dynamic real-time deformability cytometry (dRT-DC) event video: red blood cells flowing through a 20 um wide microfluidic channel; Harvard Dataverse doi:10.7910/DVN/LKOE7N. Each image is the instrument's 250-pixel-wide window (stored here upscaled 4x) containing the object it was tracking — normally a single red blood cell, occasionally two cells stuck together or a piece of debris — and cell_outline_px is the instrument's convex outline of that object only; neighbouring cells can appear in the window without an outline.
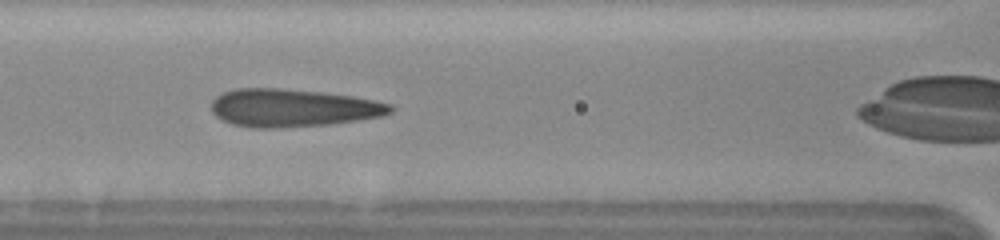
{"species": "human", "species_latin": "Homo sapiens", "temperature_condition": "cold", "stored_images_in_passage": 36, "camera_frame_rate_fps": 3000, "um_per_image_px": 0.085, "donor": {"sex": "female"}, "frame": {"image": 1, "passage_image": 7, "time_ms": 2.0, "image_size_px": [1000, 240], "cell_outline_px": [[392, 112], [384, 116], [328, 124], [276, 128], [252, 128], [232, 124], [216, 116], [212, 112], [212, 100], [216, 96], [224, 92], [236, 88], [280, 88], [320, 92], [352, 96], [392, 104]], "centroid_in_image_um": [24.86, 9.17], "position_along_channel_um": 141.7, "area_um2": 39.36}}
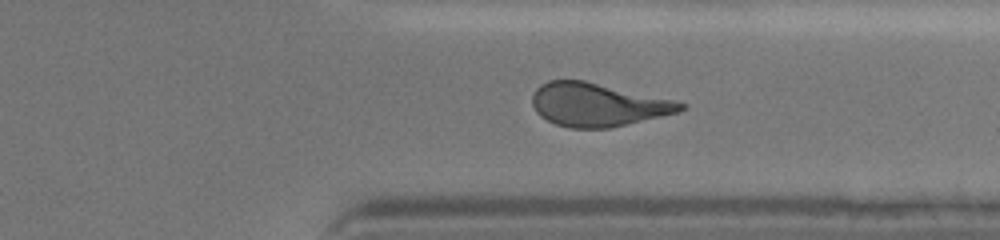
{"frame": {"image": 2, "passage_image": 25, "time_ms": 8.0, "image_size_px": [1000, 240], "cell_outline_px": [[684, 108], [680, 112], [608, 128], [572, 128], [556, 124], [540, 116], [536, 112], [532, 104], [532, 96], [536, 88], [540, 84], [548, 80], [584, 80], [672, 100], [684, 104]], "centroid_in_image_um": [50.74, 8.89], "position_along_channel_um": 360.7, "area_um2": 36.99}}
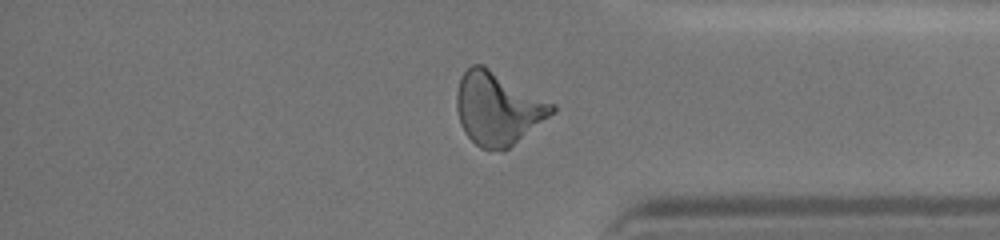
{"frame": {"image": 3, "passage_image": 28, "time_ms": 9.0, "image_size_px": [1000, 240], "cell_outline_px": [[556, 112], [508, 148], [480, 148], [464, 132], [460, 124], [456, 108], [456, 92], [460, 76], [472, 64], [484, 64], [556, 104]], "centroid_in_image_um": [42.32, 9.16], "position_along_channel_um": 392.9, "area_um2": 40.52}, "authors_computed_cell_mechanics": {"area_um2": 38.0035, "velocity_mm_per_s": 3.6505, "shape_relaxation_time_tau1_ms": 10.9129, "shape_relaxation_time_tau2_ms": 0.8987, "deformation_change_tau1": 0.231, "deformation_change_tau2": 0.0526}}